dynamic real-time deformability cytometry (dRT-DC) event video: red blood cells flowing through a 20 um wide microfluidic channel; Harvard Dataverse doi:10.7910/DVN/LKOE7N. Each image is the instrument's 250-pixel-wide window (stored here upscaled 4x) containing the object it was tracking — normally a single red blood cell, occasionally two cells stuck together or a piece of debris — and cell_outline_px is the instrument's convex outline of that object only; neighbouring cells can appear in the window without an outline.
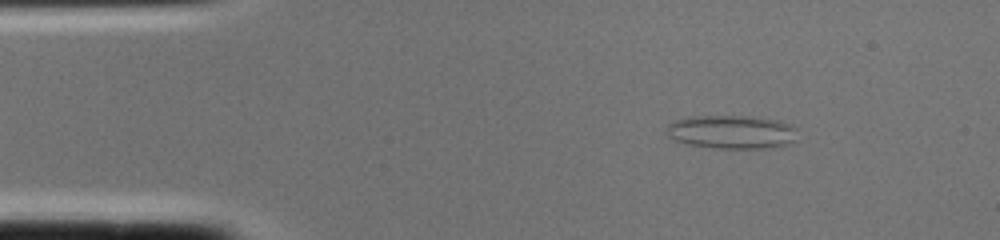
{"species": "common noctule bat (a hibernating species)", "species_latin": "Nyctalus noctula", "temperature_condition": "cold", "stored_images_in_passage": 1, "camera_frame_rate_fps": 3000, "um_per_image_px": 0.085, "animal": {"sex": "female", "body_mass_g": 22.0, "forearm_length_mm": 56.7}, "frame": {"image": 1, "passage_image": 1, "time_ms": 0.0, "image_size_px": [1000, 240], "cell_outline_px": [[796, 140], [792, 144], [776, 148], [712, 148], [684, 144], [668, 136], [668, 124], [672, 120], [688, 116], [748, 116], [780, 120], [796, 128]], "centroid_in_image_um": [62.21, 11.22], "position_along_channel_um": 22.8, "area_um2": 26.07}}